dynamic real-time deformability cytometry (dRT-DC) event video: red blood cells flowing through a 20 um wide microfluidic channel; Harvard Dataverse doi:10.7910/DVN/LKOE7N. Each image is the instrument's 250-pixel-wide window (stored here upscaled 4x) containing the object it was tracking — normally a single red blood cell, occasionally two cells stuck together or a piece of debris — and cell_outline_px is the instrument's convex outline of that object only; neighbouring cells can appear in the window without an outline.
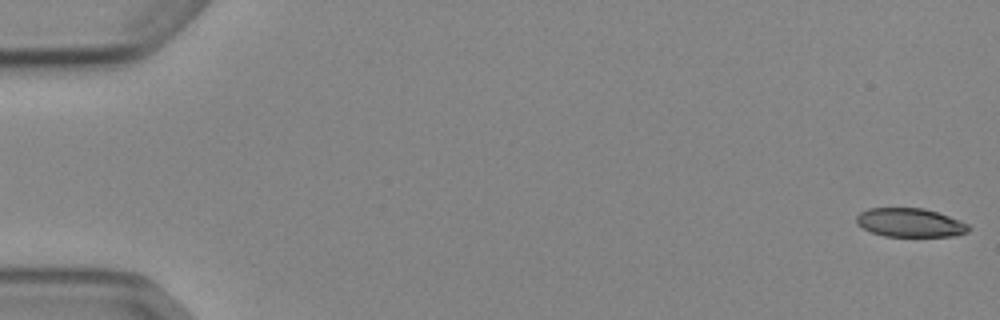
{"species": "Egyptian fruit bat (a non-hibernating species)", "species_latin": "Rousettus aegyptiacus", "temperature_condition": "cold", "stored_images_in_passage": 9, "camera_frame_rate_fps": 3000, "um_per_image_px": 0.085, "animal": {"sex": "female"}, "frame": {"image": 1, "passage_image": 1, "time_ms": 0.0, "image_size_px": [1000, 320], "cell_outline_px": [[972, 228], [968, 232], [956, 236], [884, 236], [872, 232], [856, 224], [856, 216], [860, 212], [868, 208], [924, 208], [960, 220], [968, 224]], "centroid_in_image_um": [77.37, 18.92], "position_along_channel_um": 7.6, "area_um2": 18.84}}
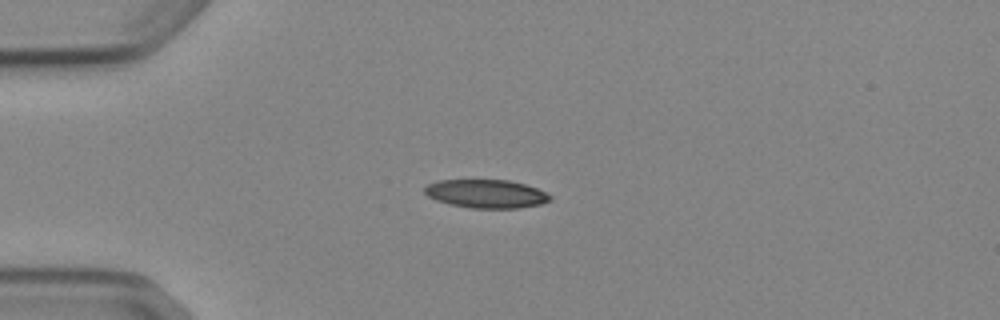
{"frame": {"image": 2, "passage_image": 4, "time_ms": 4.333, "image_size_px": [1000, 320], "cell_outline_px": [[552, 200], [540, 204], [520, 208], [472, 208], [452, 204], [436, 200], [428, 196], [424, 192], [424, 188], [428, 184], [436, 180], [508, 180], [524, 184], [536, 188], [552, 196]], "centroid_in_image_um": [41.33, 16.47], "position_along_channel_um": 43.7, "area_um2": 20.69}}
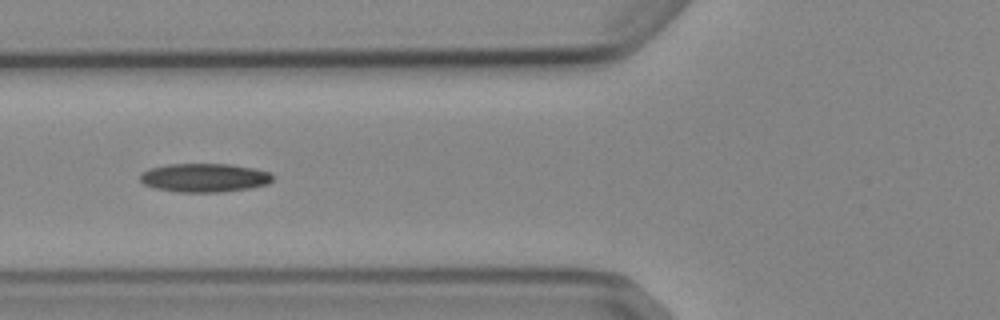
{"frame": {"image": 3, "passage_image": 6, "time_ms": 6.667, "image_size_px": [1000, 320], "cell_outline_px": [[276, 176], [268, 184], [248, 188], [220, 192], [180, 192], [156, 188], [144, 184], [140, 180], [140, 176], [148, 168], [168, 164], [232, 164], [256, 168], [268, 172]], "centroid_in_image_um": [17.41, 15.09], "position_along_channel_um": 108.4, "area_um2": 22.2}}